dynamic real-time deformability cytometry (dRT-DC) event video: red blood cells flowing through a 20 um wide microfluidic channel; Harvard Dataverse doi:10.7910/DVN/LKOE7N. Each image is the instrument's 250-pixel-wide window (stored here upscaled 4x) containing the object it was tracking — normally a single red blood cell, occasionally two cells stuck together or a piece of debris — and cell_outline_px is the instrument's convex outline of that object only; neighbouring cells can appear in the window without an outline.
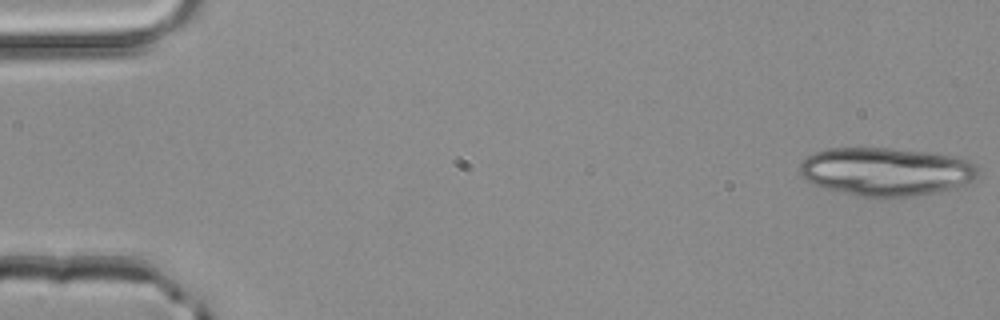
{"species": "common noctule bat (a hibernating species)", "species_latin": "Nyctalus noctula", "temperature_condition": "room temperature", "stored_images_in_passage": 3, "camera_frame_rate_fps": 3000, "um_per_image_px": 0.085, "animal": {"sex": "male", "body_mass_g": 20.4}, "frame": {"image": 1, "passage_image": 1, "time_ms": 0.0, "image_size_px": [1000, 320], "cell_outline_px": [[980, 172], [972, 180], [956, 188], [916, 196], [880, 200], [860, 196], [824, 188], [812, 184], [804, 180], [800, 172], [800, 164], [808, 156], [816, 152], [828, 148], [888, 148], [924, 152], [952, 156], [968, 160], [976, 164], [980, 168]], "centroid_in_image_um": [75.32, 14.62], "position_along_channel_um": 9.7, "area_um2": 50.81}}